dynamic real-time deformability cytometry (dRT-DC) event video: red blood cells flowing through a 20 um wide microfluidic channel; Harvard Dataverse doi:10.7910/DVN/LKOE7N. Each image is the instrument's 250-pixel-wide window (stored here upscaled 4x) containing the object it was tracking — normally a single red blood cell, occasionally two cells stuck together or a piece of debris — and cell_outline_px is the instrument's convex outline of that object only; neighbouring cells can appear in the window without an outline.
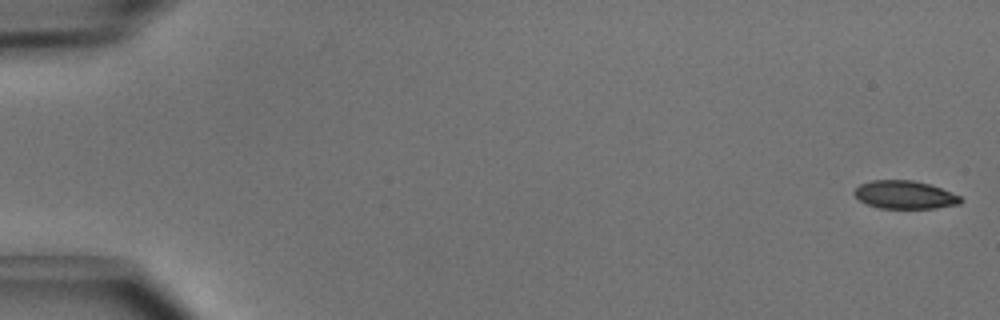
{"species": "common noctule bat (a hibernating species)", "species_latin": "Nyctalus noctula", "temperature_condition": "cold", "stored_images_in_passage": 5, "camera_frame_rate_fps": 3000, "um_per_image_px": 0.085, "animal": {"sex": "male", "body_mass_g": 15.6}, "frame": {"image": 1, "passage_image": 1, "time_ms": 0.0, "image_size_px": [1000, 320], "cell_outline_px": [[964, 200], [960, 204], [936, 208], [880, 208], [868, 204], [860, 200], [852, 192], [860, 184], [872, 180], [912, 180], [928, 184], [940, 188], [960, 196]], "centroid_in_image_um": [76.91, 16.56], "position_along_channel_um": 8.1, "area_um2": 17.28}}
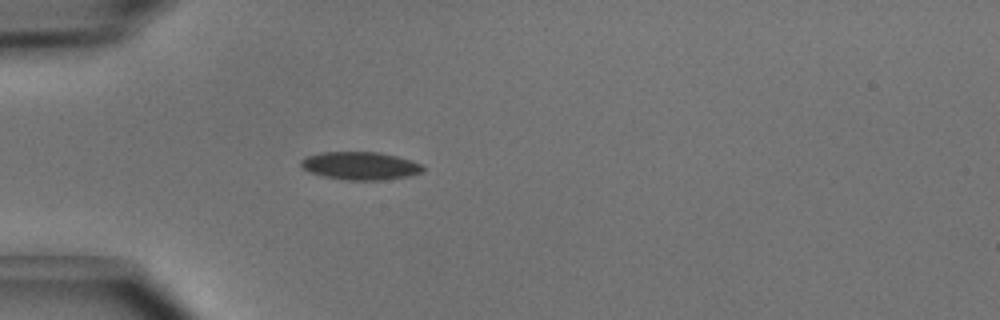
{"frame": {"image": 2, "passage_image": 5, "time_ms": 1.333, "image_size_px": [1000, 320], "cell_outline_px": [[424, 172], [408, 176], [380, 180], [348, 180], [324, 176], [300, 168], [300, 160], [308, 156], [320, 152], [380, 152], [412, 160], [420, 164], [424, 168]], "centroid_in_image_um": [30.63, 14.08], "position_along_channel_um": 54.4, "area_um2": 19.83}}